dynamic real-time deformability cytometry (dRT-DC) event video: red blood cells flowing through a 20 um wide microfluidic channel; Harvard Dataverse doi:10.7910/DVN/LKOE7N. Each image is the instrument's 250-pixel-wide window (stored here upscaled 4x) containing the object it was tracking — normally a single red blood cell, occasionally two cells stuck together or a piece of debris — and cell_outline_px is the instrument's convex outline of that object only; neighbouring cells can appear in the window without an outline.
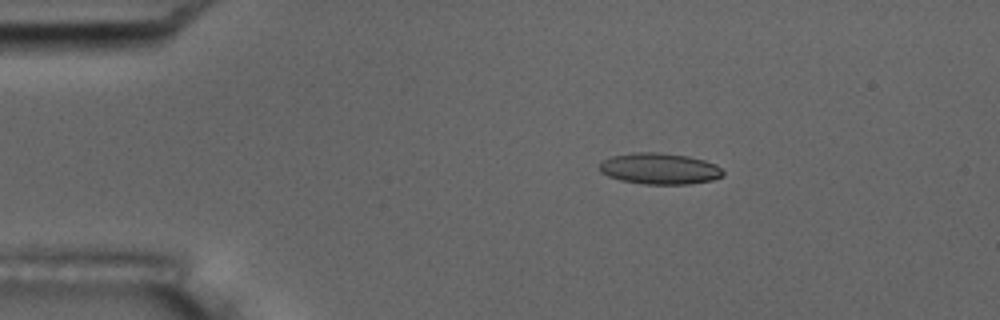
{"species": "common noctule bat (a hibernating species)", "species_latin": "Nyctalus noctula", "temperature_condition": "room temperature", "stored_images_in_passage": 5, "camera_frame_rate_fps": 3000, "um_per_image_px": 0.085, "animal": {"sex": "male", "body_mass_g": 17.5, "forearm_length_mm": 52.3}, "frame": {"image": 1, "passage_image": 3, "time_ms": 2.333, "image_size_px": [1000, 320], "cell_outline_px": [[724, 176], [712, 180], [692, 184], [644, 184], [620, 180], [608, 176], [600, 172], [600, 160], [612, 156], [632, 152], [660, 152], [688, 156], [704, 160], [716, 164], [724, 172]], "centroid_in_image_um": [56.06, 14.33], "position_along_channel_um": 28.9, "area_um2": 22.72}}